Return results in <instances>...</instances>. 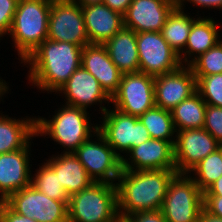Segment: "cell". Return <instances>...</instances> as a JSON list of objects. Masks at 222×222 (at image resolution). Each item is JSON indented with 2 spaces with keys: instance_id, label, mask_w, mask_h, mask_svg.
Returning <instances> with one entry per match:
<instances>
[{
  "instance_id": "cell-34",
  "label": "cell",
  "mask_w": 222,
  "mask_h": 222,
  "mask_svg": "<svg viewBox=\"0 0 222 222\" xmlns=\"http://www.w3.org/2000/svg\"><path fill=\"white\" fill-rule=\"evenodd\" d=\"M120 222H167L161 210L141 211L123 217Z\"/></svg>"
},
{
  "instance_id": "cell-5",
  "label": "cell",
  "mask_w": 222,
  "mask_h": 222,
  "mask_svg": "<svg viewBox=\"0 0 222 222\" xmlns=\"http://www.w3.org/2000/svg\"><path fill=\"white\" fill-rule=\"evenodd\" d=\"M68 222H120L116 184L93 182L69 197Z\"/></svg>"
},
{
  "instance_id": "cell-31",
  "label": "cell",
  "mask_w": 222,
  "mask_h": 222,
  "mask_svg": "<svg viewBox=\"0 0 222 222\" xmlns=\"http://www.w3.org/2000/svg\"><path fill=\"white\" fill-rule=\"evenodd\" d=\"M197 92L207 105L222 107V73L195 77Z\"/></svg>"
},
{
  "instance_id": "cell-33",
  "label": "cell",
  "mask_w": 222,
  "mask_h": 222,
  "mask_svg": "<svg viewBox=\"0 0 222 222\" xmlns=\"http://www.w3.org/2000/svg\"><path fill=\"white\" fill-rule=\"evenodd\" d=\"M17 3L18 0H0V40L11 29Z\"/></svg>"
},
{
  "instance_id": "cell-13",
  "label": "cell",
  "mask_w": 222,
  "mask_h": 222,
  "mask_svg": "<svg viewBox=\"0 0 222 222\" xmlns=\"http://www.w3.org/2000/svg\"><path fill=\"white\" fill-rule=\"evenodd\" d=\"M64 96L66 105L88 110L92 105H99L100 113H104L111 105V98L102 89L97 79L84 67L80 66L68 81L56 92ZM105 103V104H104ZM107 103V106L106 105ZM104 104V105H103Z\"/></svg>"
},
{
  "instance_id": "cell-37",
  "label": "cell",
  "mask_w": 222,
  "mask_h": 222,
  "mask_svg": "<svg viewBox=\"0 0 222 222\" xmlns=\"http://www.w3.org/2000/svg\"><path fill=\"white\" fill-rule=\"evenodd\" d=\"M187 3V2H189L190 4L192 3L193 5H191V6H195V7H197V9L198 8H205V10H206V8L208 9V10H210V8L211 9H219V11H220V9H221V11H222V0H179V2H178V4H177V8H179V9H181V10H184L185 9V4L184 3Z\"/></svg>"
},
{
  "instance_id": "cell-26",
  "label": "cell",
  "mask_w": 222,
  "mask_h": 222,
  "mask_svg": "<svg viewBox=\"0 0 222 222\" xmlns=\"http://www.w3.org/2000/svg\"><path fill=\"white\" fill-rule=\"evenodd\" d=\"M184 11L175 7L167 16L161 31L163 38L178 54L184 50L192 23L196 19Z\"/></svg>"
},
{
  "instance_id": "cell-20",
  "label": "cell",
  "mask_w": 222,
  "mask_h": 222,
  "mask_svg": "<svg viewBox=\"0 0 222 222\" xmlns=\"http://www.w3.org/2000/svg\"><path fill=\"white\" fill-rule=\"evenodd\" d=\"M82 12L89 44H104L124 27L123 15L103 3L82 6Z\"/></svg>"
},
{
  "instance_id": "cell-43",
  "label": "cell",
  "mask_w": 222,
  "mask_h": 222,
  "mask_svg": "<svg viewBox=\"0 0 222 222\" xmlns=\"http://www.w3.org/2000/svg\"><path fill=\"white\" fill-rule=\"evenodd\" d=\"M168 1L172 2V3L175 4L176 6H177V4H178V2H179V0H168Z\"/></svg>"
},
{
  "instance_id": "cell-3",
  "label": "cell",
  "mask_w": 222,
  "mask_h": 222,
  "mask_svg": "<svg viewBox=\"0 0 222 222\" xmlns=\"http://www.w3.org/2000/svg\"><path fill=\"white\" fill-rule=\"evenodd\" d=\"M60 106L53 117L49 115L51 119L35 116L36 137L48 136L64 148V153H73L98 131V126L91 123L90 111L64 103Z\"/></svg>"
},
{
  "instance_id": "cell-21",
  "label": "cell",
  "mask_w": 222,
  "mask_h": 222,
  "mask_svg": "<svg viewBox=\"0 0 222 222\" xmlns=\"http://www.w3.org/2000/svg\"><path fill=\"white\" fill-rule=\"evenodd\" d=\"M184 50L179 54L182 65L188 66L200 54L205 53L221 40L219 24L212 17L196 15ZM208 17V18H207ZM193 57V58H192Z\"/></svg>"
},
{
  "instance_id": "cell-18",
  "label": "cell",
  "mask_w": 222,
  "mask_h": 222,
  "mask_svg": "<svg viewBox=\"0 0 222 222\" xmlns=\"http://www.w3.org/2000/svg\"><path fill=\"white\" fill-rule=\"evenodd\" d=\"M176 7L168 0H133L124 18V27L138 32H161L167 16Z\"/></svg>"
},
{
  "instance_id": "cell-17",
  "label": "cell",
  "mask_w": 222,
  "mask_h": 222,
  "mask_svg": "<svg viewBox=\"0 0 222 222\" xmlns=\"http://www.w3.org/2000/svg\"><path fill=\"white\" fill-rule=\"evenodd\" d=\"M197 91L196 78L189 66L154 79L155 106L171 111Z\"/></svg>"
},
{
  "instance_id": "cell-22",
  "label": "cell",
  "mask_w": 222,
  "mask_h": 222,
  "mask_svg": "<svg viewBox=\"0 0 222 222\" xmlns=\"http://www.w3.org/2000/svg\"><path fill=\"white\" fill-rule=\"evenodd\" d=\"M57 153L45 161L58 173L60 184L69 197L81 192L94 182L74 153L62 152L60 155L59 152Z\"/></svg>"
},
{
  "instance_id": "cell-2",
  "label": "cell",
  "mask_w": 222,
  "mask_h": 222,
  "mask_svg": "<svg viewBox=\"0 0 222 222\" xmlns=\"http://www.w3.org/2000/svg\"><path fill=\"white\" fill-rule=\"evenodd\" d=\"M176 174V170H121L116 183L120 220L136 212L161 210Z\"/></svg>"
},
{
  "instance_id": "cell-29",
  "label": "cell",
  "mask_w": 222,
  "mask_h": 222,
  "mask_svg": "<svg viewBox=\"0 0 222 222\" xmlns=\"http://www.w3.org/2000/svg\"><path fill=\"white\" fill-rule=\"evenodd\" d=\"M35 172L31 177L32 186L51 199L69 201V196L58 179V173L47 162L41 163Z\"/></svg>"
},
{
  "instance_id": "cell-35",
  "label": "cell",
  "mask_w": 222,
  "mask_h": 222,
  "mask_svg": "<svg viewBox=\"0 0 222 222\" xmlns=\"http://www.w3.org/2000/svg\"><path fill=\"white\" fill-rule=\"evenodd\" d=\"M0 222H37L30 217L12 211L4 202H0Z\"/></svg>"
},
{
  "instance_id": "cell-6",
  "label": "cell",
  "mask_w": 222,
  "mask_h": 222,
  "mask_svg": "<svg viewBox=\"0 0 222 222\" xmlns=\"http://www.w3.org/2000/svg\"><path fill=\"white\" fill-rule=\"evenodd\" d=\"M203 192L187 173H177L167 189L161 211L167 222H198Z\"/></svg>"
},
{
  "instance_id": "cell-19",
  "label": "cell",
  "mask_w": 222,
  "mask_h": 222,
  "mask_svg": "<svg viewBox=\"0 0 222 222\" xmlns=\"http://www.w3.org/2000/svg\"><path fill=\"white\" fill-rule=\"evenodd\" d=\"M81 66L97 79L110 98L117 92L123 73L111 61L103 44L85 45Z\"/></svg>"
},
{
  "instance_id": "cell-24",
  "label": "cell",
  "mask_w": 222,
  "mask_h": 222,
  "mask_svg": "<svg viewBox=\"0 0 222 222\" xmlns=\"http://www.w3.org/2000/svg\"><path fill=\"white\" fill-rule=\"evenodd\" d=\"M0 112V154L22 149L36 137L35 118L9 117Z\"/></svg>"
},
{
  "instance_id": "cell-4",
  "label": "cell",
  "mask_w": 222,
  "mask_h": 222,
  "mask_svg": "<svg viewBox=\"0 0 222 222\" xmlns=\"http://www.w3.org/2000/svg\"><path fill=\"white\" fill-rule=\"evenodd\" d=\"M51 3L52 0H18L8 37L12 38L21 64L47 39Z\"/></svg>"
},
{
  "instance_id": "cell-36",
  "label": "cell",
  "mask_w": 222,
  "mask_h": 222,
  "mask_svg": "<svg viewBox=\"0 0 222 222\" xmlns=\"http://www.w3.org/2000/svg\"><path fill=\"white\" fill-rule=\"evenodd\" d=\"M203 208L208 213L222 218V196H203Z\"/></svg>"
},
{
  "instance_id": "cell-15",
  "label": "cell",
  "mask_w": 222,
  "mask_h": 222,
  "mask_svg": "<svg viewBox=\"0 0 222 222\" xmlns=\"http://www.w3.org/2000/svg\"><path fill=\"white\" fill-rule=\"evenodd\" d=\"M32 139L22 148L0 154V202L31 184Z\"/></svg>"
},
{
  "instance_id": "cell-40",
  "label": "cell",
  "mask_w": 222,
  "mask_h": 222,
  "mask_svg": "<svg viewBox=\"0 0 222 222\" xmlns=\"http://www.w3.org/2000/svg\"><path fill=\"white\" fill-rule=\"evenodd\" d=\"M198 222H222V218L208 213L203 208L202 212L200 213V217H199Z\"/></svg>"
},
{
  "instance_id": "cell-32",
  "label": "cell",
  "mask_w": 222,
  "mask_h": 222,
  "mask_svg": "<svg viewBox=\"0 0 222 222\" xmlns=\"http://www.w3.org/2000/svg\"><path fill=\"white\" fill-rule=\"evenodd\" d=\"M203 128L222 145V107L206 106Z\"/></svg>"
},
{
  "instance_id": "cell-28",
  "label": "cell",
  "mask_w": 222,
  "mask_h": 222,
  "mask_svg": "<svg viewBox=\"0 0 222 222\" xmlns=\"http://www.w3.org/2000/svg\"><path fill=\"white\" fill-rule=\"evenodd\" d=\"M187 174L204 193L222 176V146L202 159Z\"/></svg>"
},
{
  "instance_id": "cell-12",
  "label": "cell",
  "mask_w": 222,
  "mask_h": 222,
  "mask_svg": "<svg viewBox=\"0 0 222 222\" xmlns=\"http://www.w3.org/2000/svg\"><path fill=\"white\" fill-rule=\"evenodd\" d=\"M155 77L142 72L122 75L117 92L111 97L113 108L139 117L155 106Z\"/></svg>"
},
{
  "instance_id": "cell-23",
  "label": "cell",
  "mask_w": 222,
  "mask_h": 222,
  "mask_svg": "<svg viewBox=\"0 0 222 222\" xmlns=\"http://www.w3.org/2000/svg\"><path fill=\"white\" fill-rule=\"evenodd\" d=\"M111 61L123 73L139 72L136 32L123 27L103 44Z\"/></svg>"
},
{
  "instance_id": "cell-39",
  "label": "cell",
  "mask_w": 222,
  "mask_h": 222,
  "mask_svg": "<svg viewBox=\"0 0 222 222\" xmlns=\"http://www.w3.org/2000/svg\"><path fill=\"white\" fill-rule=\"evenodd\" d=\"M203 196H222V176L203 193Z\"/></svg>"
},
{
  "instance_id": "cell-9",
  "label": "cell",
  "mask_w": 222,
  "mask_h": 222,
  "mask_svg": "<svg viewBox=\"0 0 222 222\" xmlns=\"http://www.w3.org/2000/svg\"><path fill=\"white\" fill-rule=\"evenodd\" d=\"M47 39L74 43L81 47L88 45L82 6L70 0H52Z\"/></svg>"
},
{
  "instance_id": "cell-16",
  "label": "cell",
  "mask_w": 222,
  "mask_h": 222,
  "mask_svg": "<svg viewBox=\"0 0 222 222\" xmlns=\"http://www.w3.org/2000/svg\"><path fill=\"white\" fill-rule=\"evenodd\" d=\"M127 155L122 158V170H176L174 145L169 141L149 138Z\"/></svg>"
},
{
  "instance_id": "cell-30",
  "label": "cell",
  "mask_w": 222,
  "mask_h": 222,
  "mask_svg": "<svg viewBox=\"0 0 222 222\" xmlns=\"http://www.w3.org/2000/svg\"><path fill=\"white\" fill-rule=\"evenodd\" d=\"M195 77L222 73V39L188 65Z\"/></svg>"
},
{
  "instance_id": "cell-25",
  "label": "cell",
  "mask_w": 222,
  "mask_h": 222,
  "mask_svg": "<svg viewBox=\"0 0 222 222\" xmlns=\"http://www.w3.org/2000/svg\"><path fill=\"white\" fill-rule=\"evenodd\" d=\"M207 104L196 91L171 110L176 131L203 128Z\"/></svg>"
},
{
  "instance_id": "cell-7",
  "label": "cell",
  "mask_w": 222,
  "mask_h": 222,
  "mask_svg": "<svg viewBox=\"0 0 222 222\" xmlns=\"http://www.w3.org/2000/svg\"><path fill=\"white\" fill-rule=\"evenodd\" d=\"M111 108L101 115L102 121H99L101 124H97L98 132L122 159L125 156L122 154H127L133 147L151 137L137 116L127 115Z\"/></svg>"
},
{
  "instance_id": "cell-38",
  "label": "cell",
  "mask_w": 222,
  "mask_h": 222,
  "mask_svg": "<svg viewBox=\"0 0 222 222\" xmlns=\"http://www.w3.org/2000/svg\"><path fill=\"white\" fill-rule=\"evenodd\" d=\"M132 1L133 0H102V3L107 5L111 10L124 16Z\"/></svg>"
},
{
  "instance_id": "cell-1",
  "label": "cell",
  "mask_w": 222,
  "mask_h": 222,
  "mask_svg": "<svg viewBox=\"0 0 222 222\" xmlns=\"http://www.w3.org/2000/svg\"><path fill=\"white\" fill-rule=\"evenodd\" d=\"M82 48L74 43L44 40L22 63L29 68L28 84L54 93L81 66ZM28 64V66H27Z\"/></svg>"
},
{
  "instance_id": "cell-41",
  "label": "cell",
  "mask_w": 222,
  "mask_h": 222,
  "mask_svg": "<svg viewBox=\"0 0 222 222\" xmlns=\"http://www.w3.org/2000/svg\"><path fill=\"white\" fill-rule=\"evenodd\" d=\"M9 85H8V82H6L5 80H3L0 76V102H1V99L2 97L5 96V94H8L9 91L8 90H11L9 89Z\"/></svg>"
},
{
  "instance_id": "cell-42",
  "label": "cell",
  "mask_w": 222,
  "mask_h": 222,
  "mask_svg": "<svg viewBox=\"0 0 222 222\" xmlns=\"http://www.w3.org/2000/svg\"><path fill=\"white\" fill-rule=\"evenodd\" d=\"M70 1L77 2L81 6H87V5H90V4H101L102 3V0H70Z\"/></svg>"
},
{
  "instance_id": "cell-10",
  "label": "cell",
  "mask_w": 222,
  "mask_h": 222,
  "mask_svg": "<svg viewBox=\"0 0 222 222\" xmlns=\"http://www.w3.org/2000/svg\"><path fill=\"white\" fill-rule=\"evenodd\" d=\"M68 202L51 199L31 184L4 201L15 213L37 222H68Z\"/></svg>"
},
{
  "instance_id": "cell-11",
  "label": "cell",
  "mask_w": 222,
  "mask_h": 222,
  "mask_svg": "<svg viewBox=\"0 0 222 222\" xmlns=\"http://www.w3.org/2000/svg\"><path fill=\"white\" fill-rule=\"evenodd\" d=\"M139 72L157 77L179 69V54L166 42L161 32L136 33Z\"/></svg>"
},
{
  "instance_id": "cell-8",
  "label": "cell",
  "mask_w": 222,
  "mask_h": 222,
  "mask_svg": "<svg viewBox=\"0 0 222 222\" xmlns=\"http://www.w3.org/2000/svg\"><path fill=\"white\" fill-rule=\"evenodd\" d=\"M73 153L94 182L117 183L122 170V159L98 131Z\"/></svg>"
},
{
  "instance_id": "cell-14",
  "label": "cell",
  "mask_w": 222,
  "mask_h": 222,
  "mask_svg": "<svg viewBox=\"0 0 222 222\" xmlns=\"http://www.w3.org/2000/svg\"><path fill=\"white\" fill-rule=\"evenodd\" d=\"M174 159L177 173H188L222 145L204 128L176 131Z\"/></svg>"
},
{
  "instance_id": "cell-27",
  "label": "cell",
  "mask_w": 222,
  "mask_h": 222,
  "mask_svg": "<svg viewBox=\"0 0 222 222\" xmlns=\"http://www.w3.org/2000/svg\"><path fill=\"white\" fill-rule=\"evenodd\" d=\"M138 118L146 127L151 138L165 140L171 142L173 145L175 144L176 136L174 135H176V130L171 111L154 106Z\"/></svg>"
}]
</instances>
